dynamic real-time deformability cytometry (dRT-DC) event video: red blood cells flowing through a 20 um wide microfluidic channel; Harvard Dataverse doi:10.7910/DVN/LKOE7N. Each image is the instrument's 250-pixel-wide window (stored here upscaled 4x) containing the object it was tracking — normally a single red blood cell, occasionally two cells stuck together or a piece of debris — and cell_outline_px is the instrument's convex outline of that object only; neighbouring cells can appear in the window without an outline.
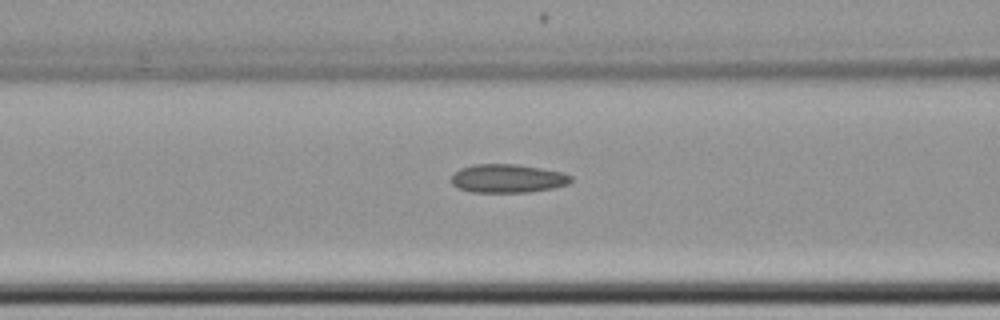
{"species": "common noctule bat (a hibernating species)", "species_latin": "Nyctalus noctula", "temperature_condition": "cold", "stored_images_in_passage": 7, "camera_frame_rate_fps": 3000, "um_per_image_px": 0.085, "animal": {"sex": "female", "body_mass_g": 22.7, "forearm_length_mm": 54.2}, "frame": {"image": 1, "passage_image": 6, "time_ms": 7.667, "image_size_px": [1000, 320], "cell_outline_px": [[572, 180], [568, 184], [552, 188], [528, 192], [472, 192], [456, 188], [452, 184], [452, 172], [460, 168], [472, 164], [516, 164], [564, 172], [572, 176]], "centroid_in_image_um": [43.12, 15.16], "position_along_channel_um": 123.5, "area_um2": 20.06}}